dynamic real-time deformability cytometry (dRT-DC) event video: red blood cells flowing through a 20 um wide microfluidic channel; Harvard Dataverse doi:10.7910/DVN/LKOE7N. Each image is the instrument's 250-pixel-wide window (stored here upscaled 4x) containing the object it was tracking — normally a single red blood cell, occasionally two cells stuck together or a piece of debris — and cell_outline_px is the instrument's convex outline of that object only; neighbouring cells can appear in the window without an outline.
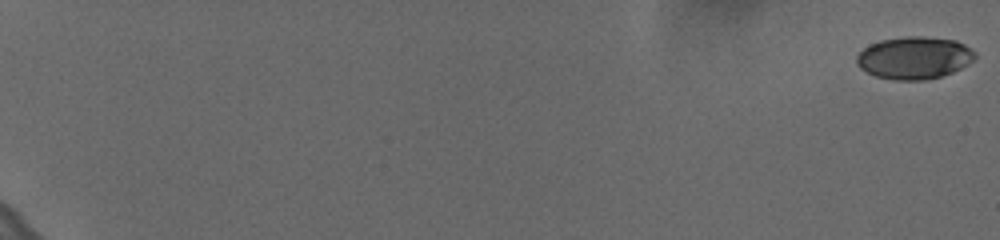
{"species": "human", "species_latin": "Homo sapiens", "temperature_condition": "cold", "stored_images_in_passage": 61, "camera_frame_rate_fps": 3000, "um_per_image_px": 0.085, "donor": {"sex": "female"}, "frame": {"image": 1, "passage_image": 1, "time_ms": 0.0, "image_size_px": [1000, 240], "cell_outline_px": [[976, 56], [968, 64], [952, 72], [940, 76], [924, 80], [896, 80], [876, 76], [860, 68], [856, 64], [856, 56], [864, 48], [880, 40], [904, 36], [924, 36], [956, 40], [964, 44], [976, 52]], "centroid_in_image_um": [77.71, 4.9], "position_along_channel_um": 7.3, "area_um2": 29.19}}
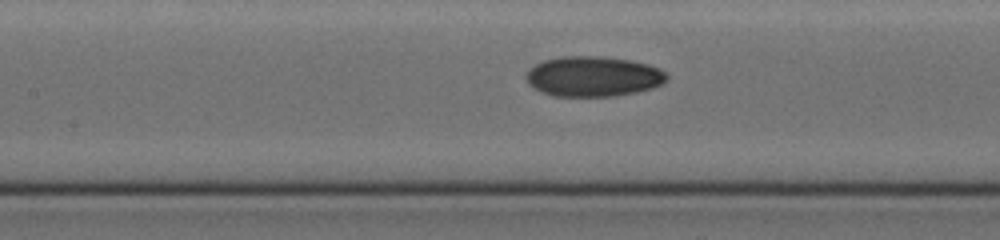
{"frame": {"image": 2, "passage_image": 33, "time_ms": 10.667, "image_size_px": [1000, 240], "cell_outline_px": [[668, 80], [652, 88], [636, 92], [616, 96], [552, 96], [540, 92], [528, 84], [524, 76], [536, 64], [544, 60], [564, 56], [604, 56], [632, 60], [648, 64], [660, 68], [668, 76]], "centroid_in_image_um": [50.43, 6.5], "position_along_channel_um": 157.0, "area_um2": 33.18}}
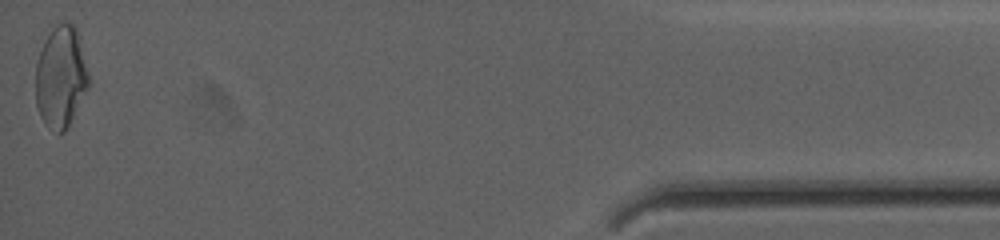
{"frame": {"image": 3, "passage_image": 61, "time_ms": 20.0, "image_size_px": [1000, 240], "cell_outline_px": [[88, 84], [64, 132], [60, 132], [48, 128], [44, 124], [40, 116], [36, 104], [36, 60], [48, 36], [56, 24], [72, 24], [76, 28], [88, 76]], "centroid_in_image_um": [5.12, 6.56], "position_along_channel_um": 430.1, "area_um2": 30.17}, "authors_computed_cell_mechanics": {"area_um2": 30.4606, "velocity_mm_per_s": 3.6418, "shape_relaxation_time_tau1_ms": 8.7349, "shape_relaxation_time_tau2_ms": 3.6599, "deformation_change_tau1": 0.1806, "deformation_change_tau2": 0.0695}}